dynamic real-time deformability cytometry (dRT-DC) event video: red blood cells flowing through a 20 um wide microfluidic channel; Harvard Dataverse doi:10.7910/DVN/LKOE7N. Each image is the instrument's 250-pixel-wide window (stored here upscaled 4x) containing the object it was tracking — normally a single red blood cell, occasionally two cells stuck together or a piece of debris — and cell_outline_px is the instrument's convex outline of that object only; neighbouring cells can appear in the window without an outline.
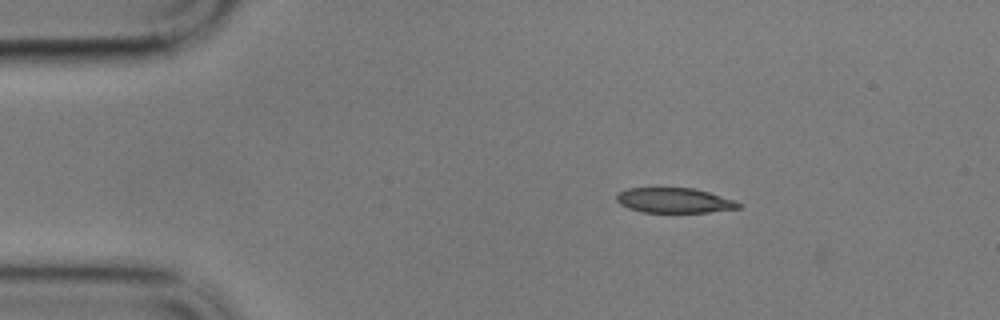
{"species": "common noctule bat (a hibernating species)", "species_latin": "Nyctalus noctula", "temperature_condition": "cold", "stored_images_in_passage": 3, "camera_frame_rate_fps": 3000, "um_per_image_px": 0.085, "animal": {"sex": "male", "body_mass_g": 17.9}, "frame": {"image": 1, "passage_image": 2, "time_ms": 0.333, "image_size_px": [1000, 320], "cell_outline_px": [[744, 204], [740, 208], [708, 212], [644, 212], [628, 208], [620, 204], [616, 200], [616, 196], [620, 192], [628, 188], [692, 188], [708, 192]], "centroid_in_image_um": [57.31, 17.04], "position_along_channel_um": 27.7, "area_um2": 17.57}}